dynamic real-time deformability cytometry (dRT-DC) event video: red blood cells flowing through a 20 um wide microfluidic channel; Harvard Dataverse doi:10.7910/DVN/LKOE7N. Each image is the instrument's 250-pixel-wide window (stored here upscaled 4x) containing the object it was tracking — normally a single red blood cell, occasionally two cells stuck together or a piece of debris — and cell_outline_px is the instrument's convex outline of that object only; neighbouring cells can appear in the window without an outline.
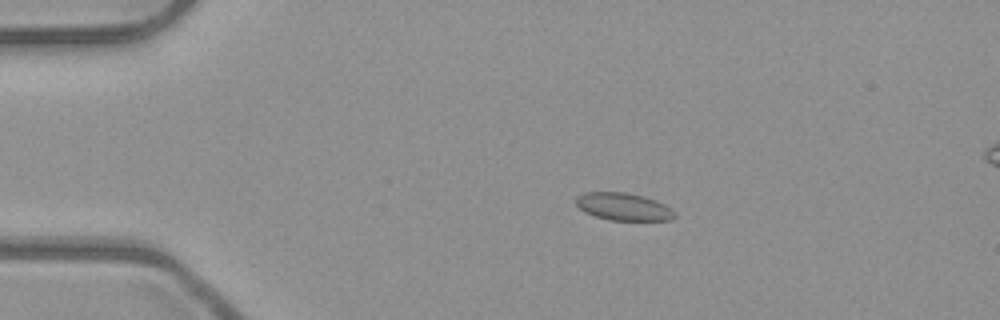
{"species": "common noctule bat (a hibernating species)", "species_latin": "Nyctalus noctula", "temperature_condition": "room temperature", "stored_images_in_passage": 52, "camera_frame_rate_fps": 3000, "um_per_image_px": 0.085, "animal": {"sex": "male", "body_mass_g": 23.1, "forearm_length_mm": 52.7}, "frame": {"image": 1, "passage_image": 10, "time_ms": 3.0, "image_size_px": [1000, 320], "cell_outline_px": [[676, 216], [672, 220], [608, 220], [584, 212], [576, 204], [576, 196], [584, 192], [624, 192], [644, 196], [656, 200], [672, 208], [676, 212]], "centroid_in_image_um": [53.01, 17.56], "position_along_channel_um": 32.0, "area_um2": 15.95}}
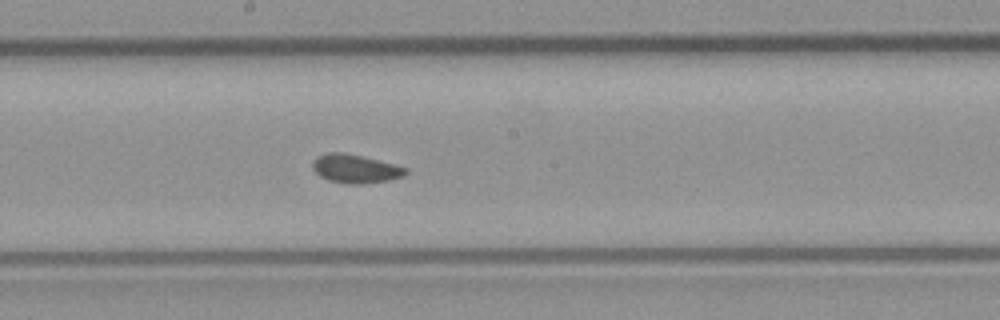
{"frame": {"image": 2, "passage_image": 28, "time_ms": 9.0, "image_size_px": [1000, 320], "cell_outline_px": [[408, 172], [404, 176], [388, 180], [364, 184], [348, 184], [328, 180], [320, 176], [312, 168], [312, 160], [316, 156], [328, 152], [344, 152], [396, 164], [408, 168]], "centroid_in_image_um": [30.2, 14.33], "position_along_channel_um": 218.0, "area_um2": 15.72}}
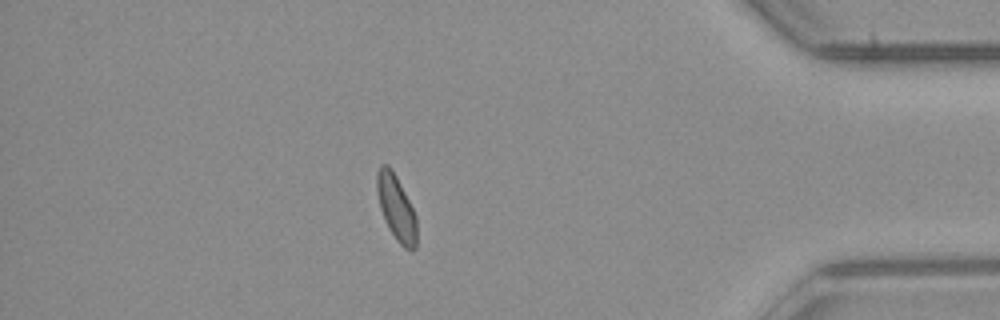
{"frame": {"image": 3, "passage_image": 45, "time_ms": 14.667, "image_size_px": [1000, 320], "cell_outline_px": [[416, 248], [412, 252], [404, 248], [396, 240], [388, 228], [384, 220], [380, 208], [376, 188], [376, 176], [380, 164], [388, 164], [392, 168], [416, 216]], "centroid_in_image_um": [33.66, 17.67], "position_along_channel_um": 401.5, "area_um2": 15.2}, "authors_computed_cell_mechanics": {"area_um2": 15.4037, "velocity_mm_per_s": 3.9734, "shape_relaxation_time_tau1_ms": null, "shape_relaxation_time_tau2_ms": 2.7165, "deformation_change_tau1": null, "deformation_change_tau2": 0.0597}}